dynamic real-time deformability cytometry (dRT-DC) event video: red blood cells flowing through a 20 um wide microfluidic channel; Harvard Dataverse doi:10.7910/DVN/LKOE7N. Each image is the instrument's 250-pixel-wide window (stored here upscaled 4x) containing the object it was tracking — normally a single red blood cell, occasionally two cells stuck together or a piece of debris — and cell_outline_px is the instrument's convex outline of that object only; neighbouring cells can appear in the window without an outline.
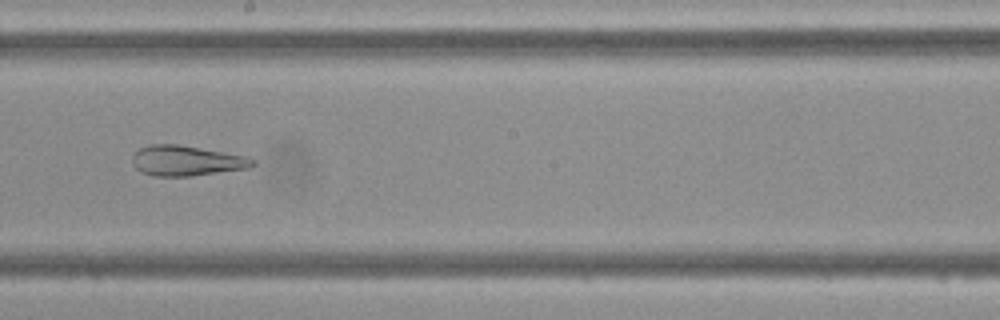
{"species": "Egyptian fruit bat (a non-hibernating species)", "species_latin": "Rousettus aegyptiacus", "temperature_condition": "cold", "stored_images_in_passage": 31, "camera_frame_rate_fps": 3000, "um_per_image_px": 0.085, "frame": {"image": 1, "passage_image": 12, "time_ms": 3.667, "image_size_px": [1000, 320], "cell_outline_px": [[256, 164], [248, 168], [192, 176], [152, 176], [140, 172], [132, 164], [132, 156], [140, 148], [148, 144], [180, 144], [248, 156], [256, 160]], "centroid_in_image_um": [15.85, 13.65], "position_along_channel_um": 232.3, "area_um2": 21.5}}
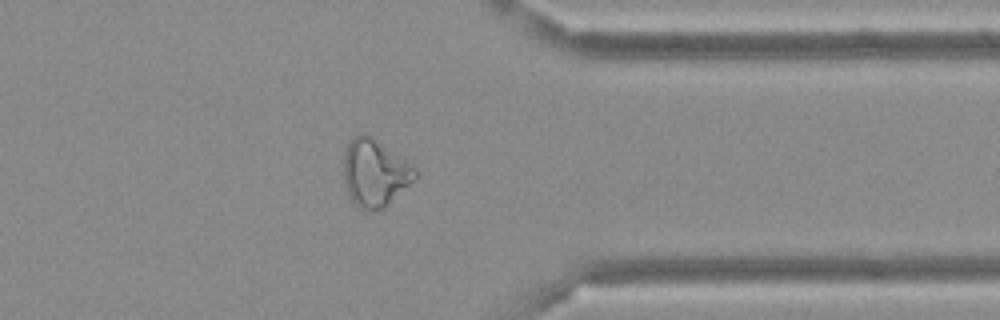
{"frame": {"image": 2, "passage_image": 23, "time_ms": 7.333, "image_size_px": [1000, 320], "cell_outline_px": [[416, 176], [384, 208], [376, 212], [372, 212], [360, 208], [352, 200], [348, 192], [344, 180], [344, 152], [352, 136], [360, 132], [364, 132], [372, 136], [416, 168]], "centroid_in_image_um": [31.82, 14.67], "position_along_channel_um": 379.6, "area_um2": 27.74}}
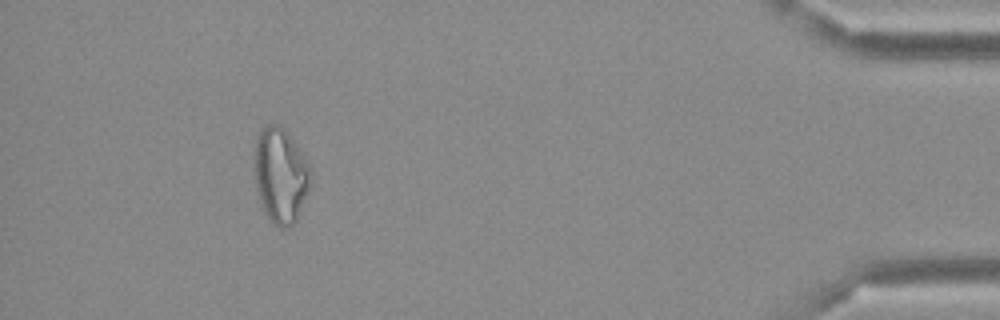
{"frame": {"image": 3, "passage_image": 29, "time_ms": 9.333, "image_size_px": [1000, 320], "cell_outline_px": [[308, 188], [296, 220], [288, 228], [280, 228], [272, 224], [264, 212], [260, 204], [256, 192], [256, 136], [268, 124], [280, 124], [284, 128], [304, 156], [308, 164]], "centroid_in_image_um": [23.81, 14.93], "position_along_channel_um": 411.4, "area_um2": 30.4}}